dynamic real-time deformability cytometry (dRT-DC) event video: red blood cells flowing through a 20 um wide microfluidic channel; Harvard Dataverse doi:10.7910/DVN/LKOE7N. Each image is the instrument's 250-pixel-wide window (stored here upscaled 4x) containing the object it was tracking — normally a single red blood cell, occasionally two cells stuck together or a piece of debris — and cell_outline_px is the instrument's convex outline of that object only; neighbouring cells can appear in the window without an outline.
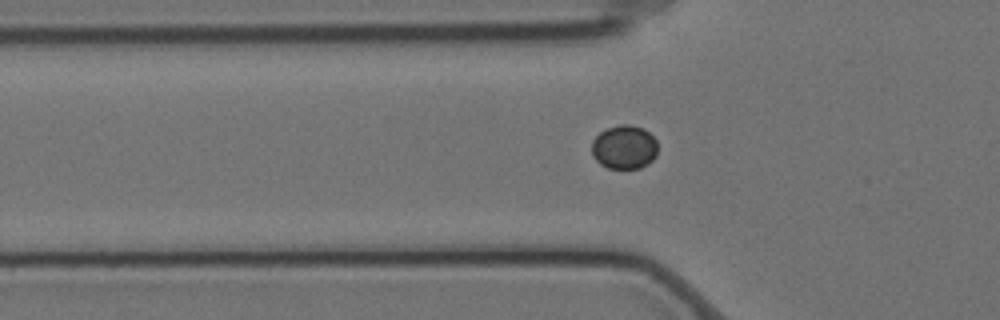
{"species": "Egyptian fruit bat (a non-hibernating species)", "species_latin": "Rousettus aegyptiacus", "temperature_condition": "cold", "stored_images_in_passage": 45, "camera_frame_rate_fps": 3000, "um_per_image_px": 0.085, "animal": {"sex": "female"}, "frame": {"image": 1, "passage_image": 5, "time_ms": 1.333, "image_size_px": [1000, 320], "cell_outline_px": [[656, 156], [648, 164], [640, 168], [608, 168], [600, 164], [592, 156], [592, 140], [600, 132], [608, 128], [620, 124], [628, 124], [644, 128], [656, 140]], "centroid_in_image_um": [53.05, 12.51], "position_along_channel_um": 72.8, "area_um2": 16.88}}
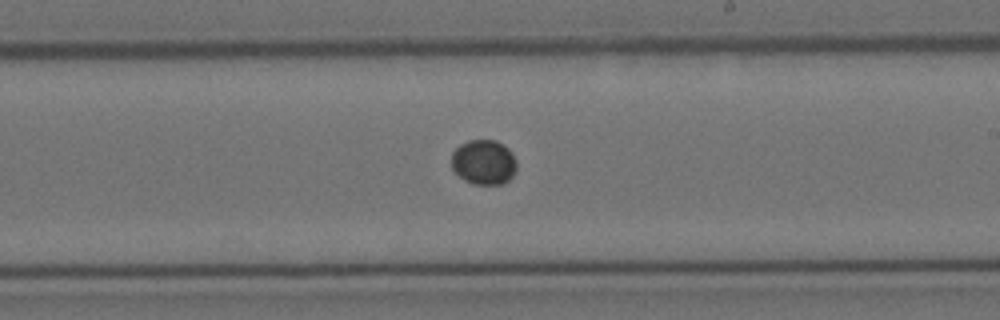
{"frame": {"image": 2, "passage_image": 20, "time_ms": 6.333, "image_size_px": [1000, 320], "cell_outline_px": [[516, 172], [504, 184], [472, 184], [464, 180], [452, 168], [452, 152], [460, 144], [468, 140], [496, 140], [504, 144], [512, 152], [516, 160]], "centroid_in_image_um": [41.14, 13.78], "position_along_channel_um": 247.9, "area_um2": 17.22}}
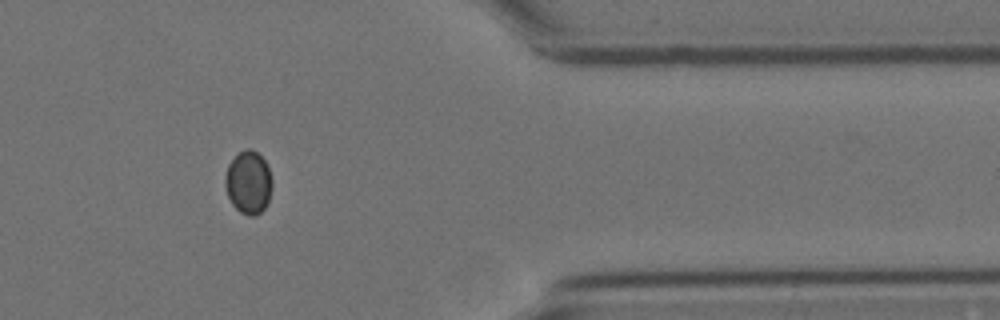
{"frame": {"image": 3, "passage_image": 34, "time_ms": 11.0, "image_size_px": [1000, 320], "cell_outline_px": [[272, 188], [268, 200], [264, 208], [260, 212], [252, 216], [248, 216], [240, 212], [232, 204], [228, 196], [224, 180], [224, 176], [228, 164], [244, 148], [252, 148], [268, 164], [272, 180]], "centroid_in_image_um": [21.12, 15.49], "position_along_channel_um": 390.3, "area_um2": 17.28}}